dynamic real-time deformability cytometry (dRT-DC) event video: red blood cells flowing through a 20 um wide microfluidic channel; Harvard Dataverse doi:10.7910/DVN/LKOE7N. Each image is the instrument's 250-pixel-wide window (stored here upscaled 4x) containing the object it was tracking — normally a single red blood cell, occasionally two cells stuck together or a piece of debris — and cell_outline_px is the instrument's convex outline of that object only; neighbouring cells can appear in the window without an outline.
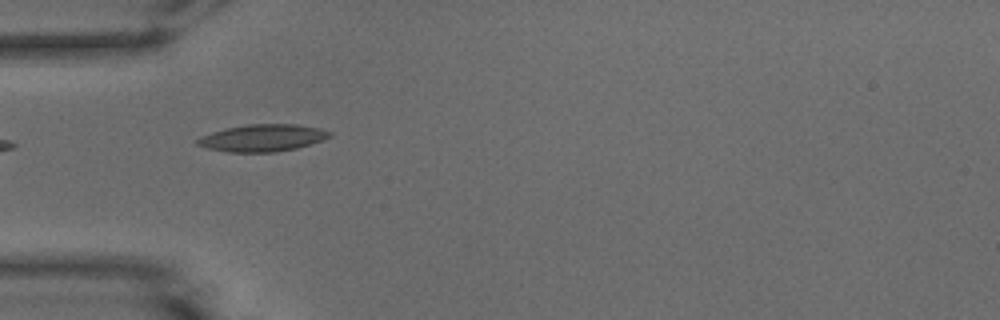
{"species": "common noctule bat (a hibernating species)", "species_latin": "Nyctalus noctula", "temperature_condition": "warm", "stored_images_in_passage": 4, "camera_frame_rate_fps": 3000, "um_per_image_px": 0.085, "animal": {"sex": "male", "body_mass_g": 15.6}, "frame": {"image": 1, "passage_image": 1, "time_ms": 0.0, "image_size_px": [1000, 320], "cell_outline_px": [[332, 136], [296, 148], [276, 152], [228, 152], [208, 148], [196, 144], [196, 140], [200, 136], [224, 128], [248, 124], [296, 124], [320, 128], [332, 132]], "centroid_in_image_um": [22.29, 11.71], "position_along_channel_um": 62.7, "area_um2": 20.81}}